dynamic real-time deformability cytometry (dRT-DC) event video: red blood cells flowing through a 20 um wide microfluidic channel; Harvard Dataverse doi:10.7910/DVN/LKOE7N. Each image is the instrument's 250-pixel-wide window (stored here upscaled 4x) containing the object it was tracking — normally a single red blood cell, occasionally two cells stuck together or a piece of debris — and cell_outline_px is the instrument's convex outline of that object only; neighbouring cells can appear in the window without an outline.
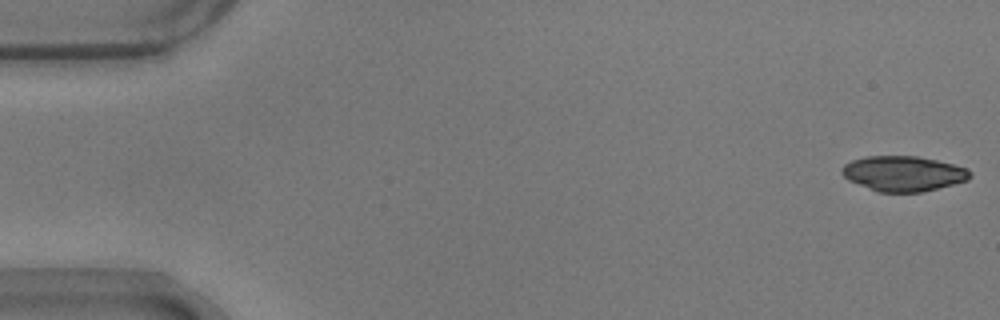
{"species": "common noctule bat (a hibernating species)", "species_latin": "Nyctalus noctula", "temperature_condition": "warm", "stored_images_in_passage": 54, "camera_frame_rate_fps": 3000, "um_per_image_px": 0.085, "animal": {"sex": "male", "body_mass_g": 17.9}, "frame": {"image": 1, "passage_image": 1, "time_ms": 0.0, "image_size_px": [1000, 320], "cell_outline_px": [[972, 176], [968, 180], [920, 192], [880, 192], [848, 180], [840, 172], [840, 168], [844, 164], [852, 160], [864, 156], [916, 156], [936, 160], [952, 164], [964, 168], [972, 172]], "centroid_in_image_um": [76.75, 14.74], "position_along_channel_um": 8.3, "area_um2": 26.07}}